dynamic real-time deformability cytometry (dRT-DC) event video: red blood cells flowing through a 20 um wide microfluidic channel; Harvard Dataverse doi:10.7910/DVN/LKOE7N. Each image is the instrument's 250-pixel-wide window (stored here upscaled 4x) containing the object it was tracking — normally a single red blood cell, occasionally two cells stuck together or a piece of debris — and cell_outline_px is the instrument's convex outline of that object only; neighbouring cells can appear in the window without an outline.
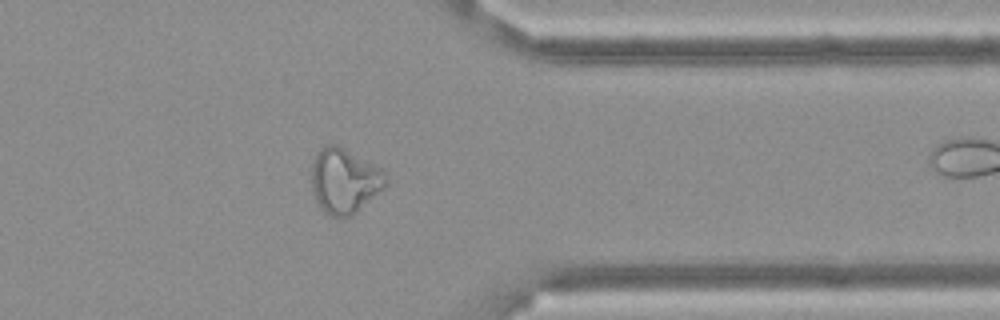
{"species": "Egyptian fruit bat (a non-hibernating species)", "species_latin": "Rousettus aegyptiacus", "temperature_condition": "cold", "stored_images_in_passage": 43, "camera_frame_rate_fps": 3000, "um_per_image_px": 0.085, "frame": {"image": 1, "passage_image": 31, "time_ms": 10.0, "image_size_px": [1000, 320], "cell_outline_px": [[388, 184], [384, 188], [352, 216], [332, 216], [324, 212], [316, 204], [312, 192], [312, 160], [316, 152], [320, 148], [328, 144], [336, 144], [344, 148], [380, 168], [384, 172], [388, 180]], "centroid_in_image_um": [29.25, 15.37], "position_along_channel_um": 382.1, "area_um2": 28.26}, "authors_computed_cell_mechanics": {"area_um2": 25.5476, "velocity_mm_per_s": 3.5287, "shape_relaxation_time_tau1_ms": null, "shape_relaxation_time_tau2_ms": 2.3347, "deformation_change_tau1": null, "deformation_change_tau2": 0.0803}}